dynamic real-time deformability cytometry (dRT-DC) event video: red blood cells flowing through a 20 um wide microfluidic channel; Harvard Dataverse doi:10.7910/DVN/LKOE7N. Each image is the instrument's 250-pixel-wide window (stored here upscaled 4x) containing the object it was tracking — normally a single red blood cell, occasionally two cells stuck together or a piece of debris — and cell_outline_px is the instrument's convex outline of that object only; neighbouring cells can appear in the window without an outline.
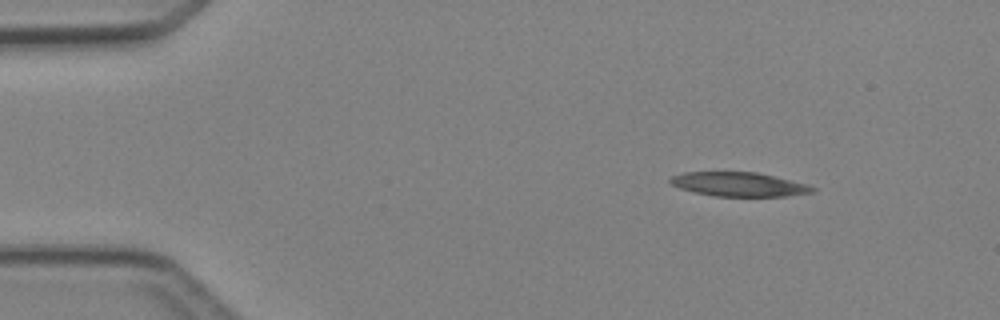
{"species": "Egyptian fruit bat (a non-hibernating species)", "species_latin": "Rousettus aegyptiacus", "temperature_condition": "cold", "stored_images_in_passage": 3, "camera_frame_rate_fps": 3000, "um_per_image_px": 0.085, "animal": {"sex": "female"}, "frame": {"image": 1, "passage_image": 1, "time_ms": 0.0, "image_size_px": [1000, 320], "cell_outline_px": [[816, 192], [784, 196], [712, 196], [692, 192], [680, 188], [672, 184], [668, 180], [672, 176], [684, 172], [756, 172], [808, 184], [816, 188]], "centroid_in_image_um": [62.81, 15.67], "position_along_channel_um": 22.2, "area_um2": 20.0}}